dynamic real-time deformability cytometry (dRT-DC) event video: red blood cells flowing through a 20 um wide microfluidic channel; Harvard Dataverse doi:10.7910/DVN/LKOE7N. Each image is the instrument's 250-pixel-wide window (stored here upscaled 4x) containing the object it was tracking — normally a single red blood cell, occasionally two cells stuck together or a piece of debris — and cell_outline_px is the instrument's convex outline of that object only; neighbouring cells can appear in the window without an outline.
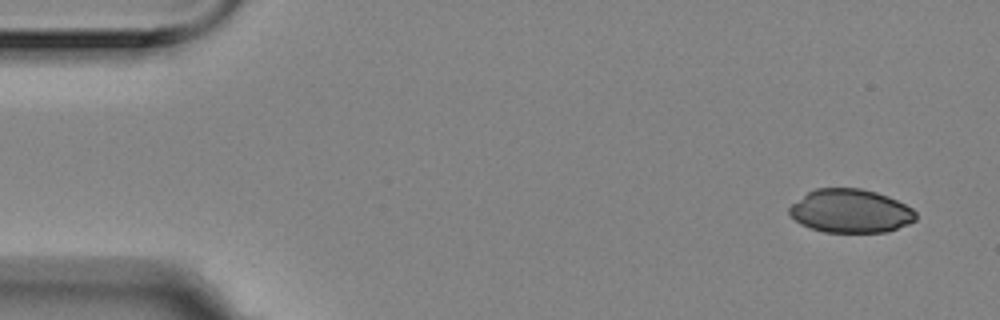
{"species": "Egyptian fruit bat (a non-hibernating species)", "species_latin": "Rousettus aegyptiacus", "temperature_condition": "room temperature", "stored_images_in_passage": 5, "camera_frame_rate_fps": 3000, "um_per_image_px": 0.085, "animal": {"sex": "female"}, "frame": {"image": 1, "passage_image": 1, "time_ms": 0.0, "image_size_px": [1000, 320], "cell_outline_px": [[916, 220], [908, 224], [884, 232], [824, 232], [800, 224], [788, 212], [788, 208], [792, 204], [808, 192], [816, 188], [860, 188], [876, 192], [888, 196], [912, 208], [916, 212]], "centroid_in_image_um": [72.29, 17.93], "position_along_channel_um": 12.7, "area_um2": 31.91}}